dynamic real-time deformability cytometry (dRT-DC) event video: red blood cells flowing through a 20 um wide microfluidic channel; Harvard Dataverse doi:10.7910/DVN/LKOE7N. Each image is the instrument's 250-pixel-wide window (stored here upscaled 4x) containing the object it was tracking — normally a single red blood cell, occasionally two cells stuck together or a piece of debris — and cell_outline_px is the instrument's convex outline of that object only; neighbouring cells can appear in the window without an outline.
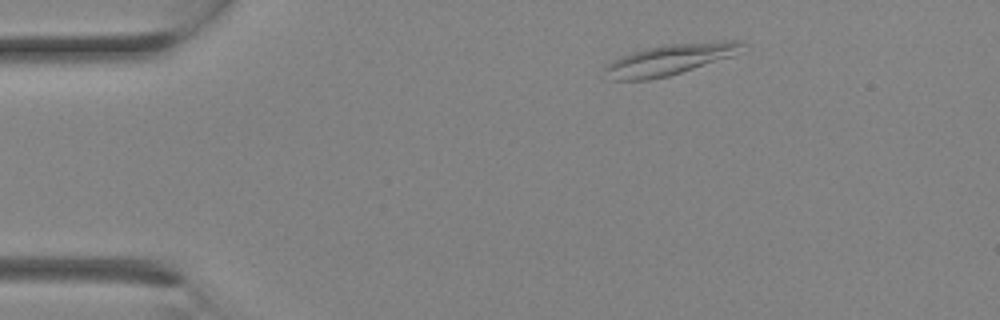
{"species": "Egyptian fruit bat (a non-hibernating species)", "species_latin": "Rousettus aegyptiacus", "temperature_condition": "room temperature", "stored_images_in_passage": 6, "camera_frame_rate_fps": 3000, "um_per_image_px": 0.085, "animal": {"sex": "female"}, "frame": {"image": 1, "passage_image": 1, "time_ms": 0.0, "image_size_px": [1000, 320], "cell_outline_px": [[744, 52], [732, 56], [668, 76], [648, 80], [612, 80], [604, 68], [604, 64], [620, 56], [632, 52], [648, 48], [672, 44], [724, 40], [740, 40], [744, 44]], "centroid_in_image_um": [56.97, 5.05], "position_along_channel_um": 28.0, "area_um2": 24.57}}